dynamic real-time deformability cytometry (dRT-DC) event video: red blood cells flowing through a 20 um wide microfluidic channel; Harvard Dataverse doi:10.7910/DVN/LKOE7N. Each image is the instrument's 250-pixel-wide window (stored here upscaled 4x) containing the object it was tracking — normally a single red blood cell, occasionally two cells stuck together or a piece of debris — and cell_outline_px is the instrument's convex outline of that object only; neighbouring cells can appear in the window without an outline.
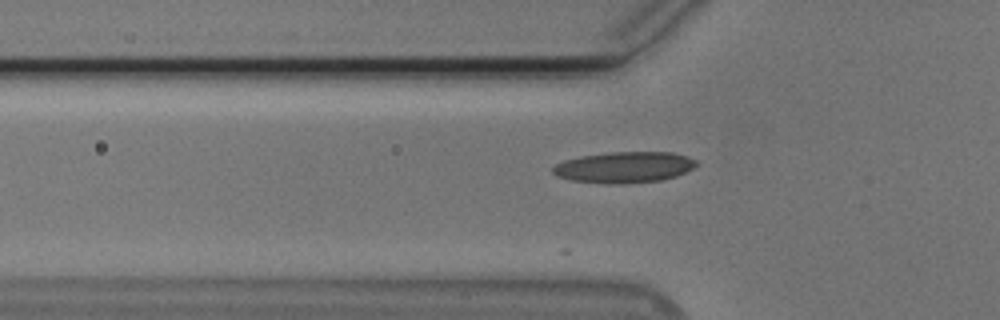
{"species": "Egyptian fruit bat (a non-hibernating species)", "species_latin": "Rousettus aegyptiacus", "temperature_condition": "cold", "stored_images_in_passage": 13, "camera_frame_rate_fps": 3000, "um_per_image_px": 0.085, "animal": {"sex": "male"}, "frame": {"image": 1, "passage_image": 2, "time_ms": 0.333, "image_size_px": [1000, 320], "cell_outline_px": [[700, 164], [676, 176], [660, 180], [620, 184], [604, 184], [572, 180], [560, 176], [552, 172], [552, 168], [556, 164], [564, 160], [580, 156], [612, 152], [672, 152], [696, 160]], "centroid_in_image_um": [53.06, 14.21], "position_along_channel_um": 72.7, "area_um2": 25.84}}
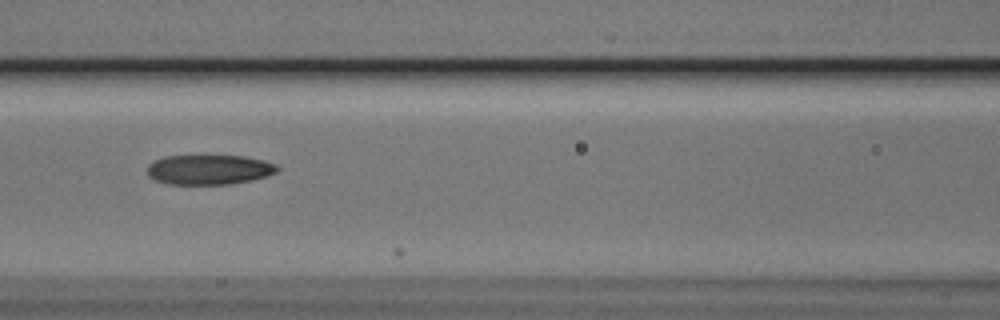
{"frame": {"image": 2, "passage_image": 8, "time_ms": 2.333, "image_size_px": [1000, 320], "cell_outline_px": [[280, 168], [276, 172], [268, 176], [252, 180], [232, 184], [168, 184], [156, 180], [148, 176], [148, 164], [164, 156], [244, 156], [264, 160], [276, 164]], "centroid_in_image_um": [17.8, 14.42], "position_along_channel_um": 148.8, "area_um2": 22.66}}